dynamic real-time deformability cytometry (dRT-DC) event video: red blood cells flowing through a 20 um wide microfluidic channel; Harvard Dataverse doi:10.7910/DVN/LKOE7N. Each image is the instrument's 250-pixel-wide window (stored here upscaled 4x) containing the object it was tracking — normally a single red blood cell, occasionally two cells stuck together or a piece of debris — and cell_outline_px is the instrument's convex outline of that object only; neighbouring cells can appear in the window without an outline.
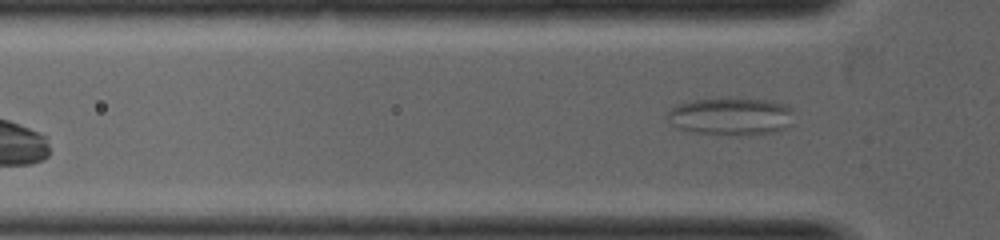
{"species": "common noctule bat (a hibernating species)", "species_latin": "Nyctalus noctula", "temperature_condition": "warm", "stored_images_in_passage": 3, "camera_frame_rate_fps": 5000, "um_per_image_px": 0.085, "animal": {"sex": "female", "body_mass_g": 19.0, "forearm_length_mm": 53.3}, "frame": {"image": 1, "passage_image": 3, "time_ms": 1.2, "image_size_px": [1000, 240], "cell_outline_px": [[792, 124], [784, 128], [772, 132], [736, 136], [696, 132], [672, 128], [664, 116], [676, 104], [692, 100], [720, 96], [736, 96], [772, 100], [784, 104], [792, 108]], "centroid_in_image_um": [62.07, 9.85], "position_along_channel_um": 63.7, "area_um2": 29.02}}